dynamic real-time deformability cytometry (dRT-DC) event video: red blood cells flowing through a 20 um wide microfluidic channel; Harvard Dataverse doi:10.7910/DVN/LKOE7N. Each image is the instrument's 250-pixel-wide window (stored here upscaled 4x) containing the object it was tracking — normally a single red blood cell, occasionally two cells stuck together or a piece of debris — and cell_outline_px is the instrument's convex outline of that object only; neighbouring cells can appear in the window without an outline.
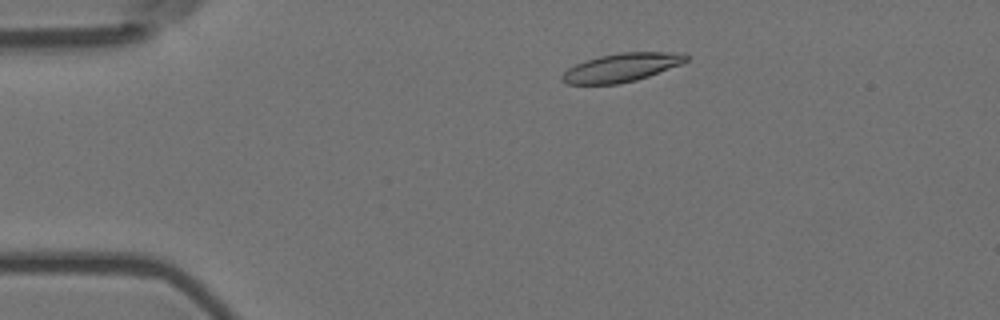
{"species": "Egyptian fruit bat (a non-hibernating species)", "species_latin": "Rousettus aegyptiacus", "temperature_condition": "room temperature", "stored_images_in_passage": 4, "camera_frame_rate_fps": 3000, "um_per_image_px": 0.085, "animal": {"sex": "female"}, "frame": {"image": 1, "passage_image": 3, "time_ms": 0.667, "image_size_px": [1000, 320], "cell_outline_px": [[688, 60], [680, 64], [648, 76], [636, 80], [620, 84], [568, 84], [560, 80], [560, 76], [568, 68], [576, 64], [600, 56], [620, 52], [684, 52], [688, 56]], "centroid_in_image_um": [52.83, 5.74], "position_along_channel_um": 32.2, "area_um2": 20.52}}